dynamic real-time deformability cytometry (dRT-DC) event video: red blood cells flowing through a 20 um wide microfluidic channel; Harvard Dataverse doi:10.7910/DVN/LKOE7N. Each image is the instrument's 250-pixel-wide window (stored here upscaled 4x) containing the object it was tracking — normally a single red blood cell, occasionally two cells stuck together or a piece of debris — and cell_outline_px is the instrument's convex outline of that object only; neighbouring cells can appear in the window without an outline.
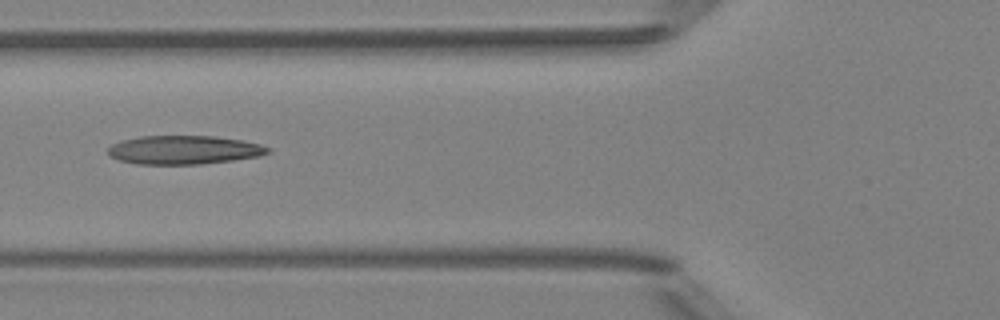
{"species": "Egyptian fruit bat (a non-hibernating species)", "species_latin": "Rousettus aegyptiacus", "temperature_condition": "room temperature", "stored_images_in_passage": 4, "camera_frame_rate_fps": 3000, "um_per_image_px": 0.085, "animal": {"sex": "female"}, "frame": {"image": 1, "passage_image": 2, "time_ms": 0.333, "image_size_px": [1000, 320], "cell_outline_px": [[272, 148], [268, 152], [260, 156], [232, 160], [200, 164], [136, 164], [120, 160], [108, 156], [108, 148], [112, 144], [124, 140], [140, 136], [212, 136], [240, 140], [260, 144]], "centroid_in_image_um": [15.62, 12.74], "position_along_channel_um": 110.2, "area_um2": 26.59}}
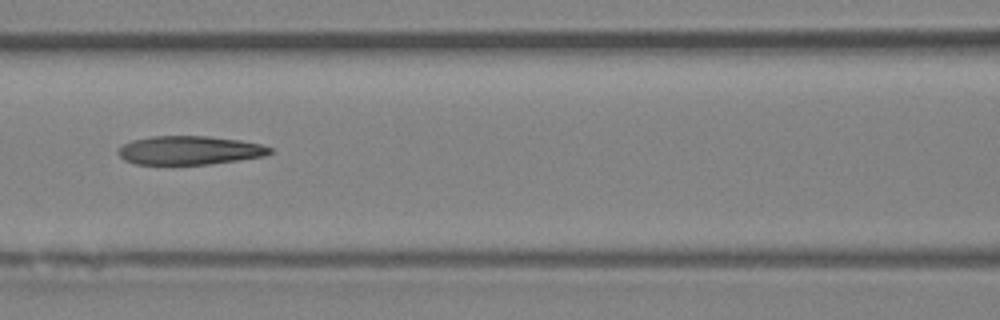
{"frame": {"image": 2, "passage_image": 3, "time_ms": 0.667, "image_size_px": [1000, 320], "cell_outline_px": [[272, 152], [264, 156], [208, 164], [136, 164], [124, 160], [116, 152], [124, 144], [132, 140], [152, 136], [208, 136], [240, 140], [260, 144], [272, 148]], "centroid_in_image_um": [16.09, 12.77], "position_along_channel_um": 150.5, "area_um2": 25.2}}
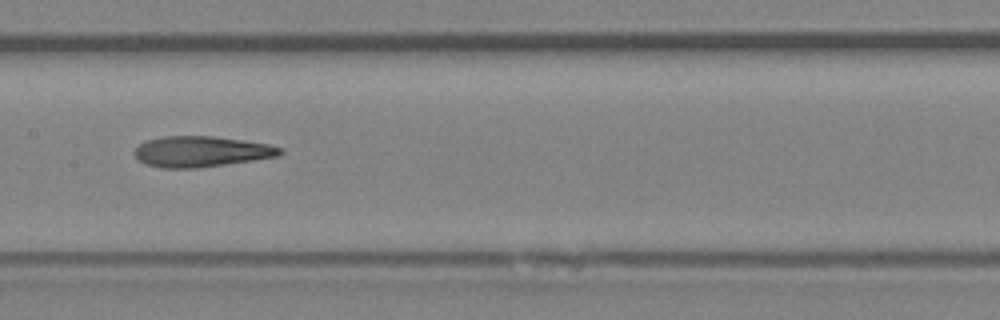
{"frame": {"image": 3, "passage_image": 4, "time_ms": 1.0, "image_size_px": [1000, 320], "cell_outline_px": [[284, 152], [276, 156], [252, 160], [196, 168], [160, 168], [144, 164], [136, 156], [136, 148], [140, 144], [148, 140], [164, 136], [212, 136], [268, 144], [284, 148]], "centroid_in_image_um": [17.1, 12.88], "position_along_channel_um": 190.3, "area_um2": 25.72}}